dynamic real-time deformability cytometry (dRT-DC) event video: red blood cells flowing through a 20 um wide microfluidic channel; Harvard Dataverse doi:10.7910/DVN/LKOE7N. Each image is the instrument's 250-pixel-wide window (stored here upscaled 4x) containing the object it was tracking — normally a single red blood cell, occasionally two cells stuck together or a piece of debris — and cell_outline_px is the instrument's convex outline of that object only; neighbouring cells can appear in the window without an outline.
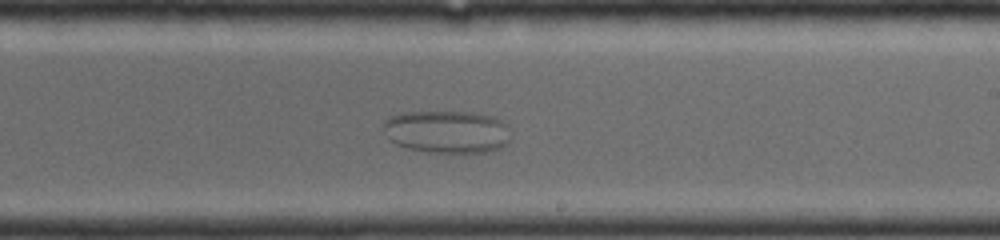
{"species": "common noctule bat (a hibernating species)", "species_latin": "Nyctalus noctula", "temperature_condition": "room temperature", "stored_images_in_passage": 43, "camera_frame_rate_fps": 4000, "um_per_image_px": 0.085, "animal": {"sex": "female", "body_mass_g": 19.0, "forearm_length_mm": 56.7}, "frame": {"image": 1, "passage_image": 18, "time_ms": 4.5, "image_size_px": [1000, 240], "cell_outline_px": [[508, 140], [500, 148], [488, 152], [428, 152], [404, 148], [388, 140], [384, 128], [384, 120], [400, 112], [472, 112], [492, 116], [508, 124]], "centroid_in_image_um": [37.96, 11.2], "position_along_channel_um": 251.0, "area_um2": 31.73}}